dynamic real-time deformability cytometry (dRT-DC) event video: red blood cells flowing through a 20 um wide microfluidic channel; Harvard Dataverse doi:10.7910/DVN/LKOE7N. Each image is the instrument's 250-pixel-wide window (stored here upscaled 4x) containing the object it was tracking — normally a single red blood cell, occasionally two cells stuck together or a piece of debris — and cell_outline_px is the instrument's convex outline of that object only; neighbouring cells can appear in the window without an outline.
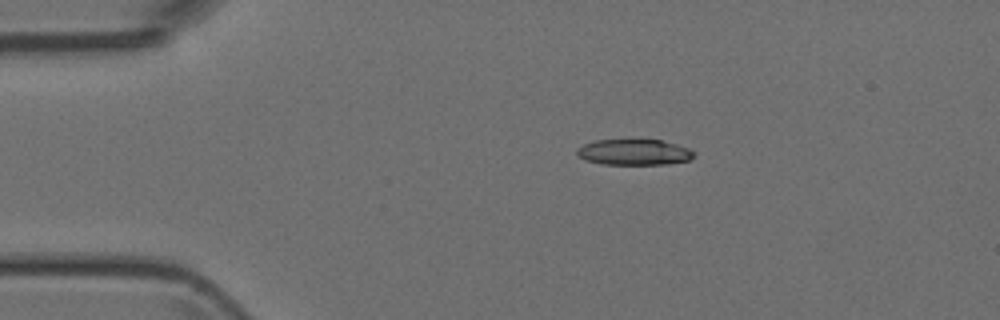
{"species": "Egyptian fruit bat (a non-hibernating species)", "species_latin": "Rousettus aegyptiacus", "temperature_condition": "room temperature", "stored_images_in_passage": 4, "camera_frame_rate_fps": 3000, "um_per_image_px": 0.085, "animal": {"sex": "female"}, "frame": {"image": 1, "passage_image": 2, "time_ms": 1.0, "image_size_px": [1000, 320], "cell_outline_px": [[696, 156], [688, 160], [668, 164], [604, 164], [584, 160], [576, 152], [576, 148], [592, 140], [660, 140], [676, 144], [688, 148], [696, 152]], "centroid_in_image_um": [53.9, 12.93], "position_along_channel_um": 31.1, "area_um2": 17.63}}